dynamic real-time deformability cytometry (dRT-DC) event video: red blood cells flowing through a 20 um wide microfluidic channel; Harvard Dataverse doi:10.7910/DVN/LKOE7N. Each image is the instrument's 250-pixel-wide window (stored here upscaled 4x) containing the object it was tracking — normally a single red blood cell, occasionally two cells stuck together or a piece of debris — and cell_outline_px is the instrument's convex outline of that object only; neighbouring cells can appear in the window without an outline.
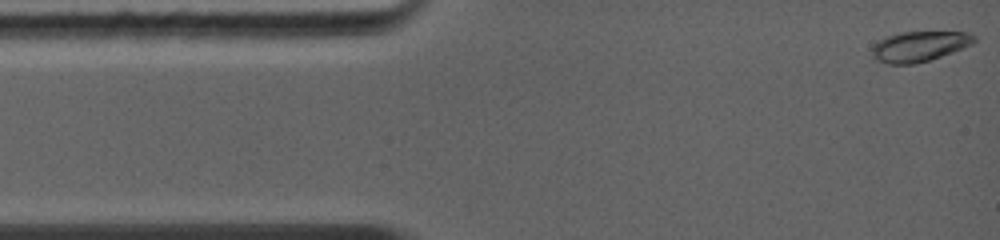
{"species": "common noctule bat (a hibernating species)", "species_latin": "Nyctalus noctula", "temperature_condition": "warm", "stored_images_in_passage": 36, "camera_frame_rate_fps": 5000, "um_per_image_px": 0.085, "animal": {"sex": "female", "body_mass_g": 19.0, "forearm_length_mm": 56.7}, "frame": {"image": 1, "passage_image": 1, "time_ms": 0.0, "image_size_px": [1000, 240], "cell_outline_px": [[976, 40], [972, 44], [952, 52], [916, 64], [888, 64], [876, 60], [872, 56], [872, 48], [876, 40], [884, 36], [900, 32], [968, 32], [976, 36]], "centroid_in_image_um": [78.09, 3.93], "position_along_channel_um": 6.9, "area_um2": 18.15}}
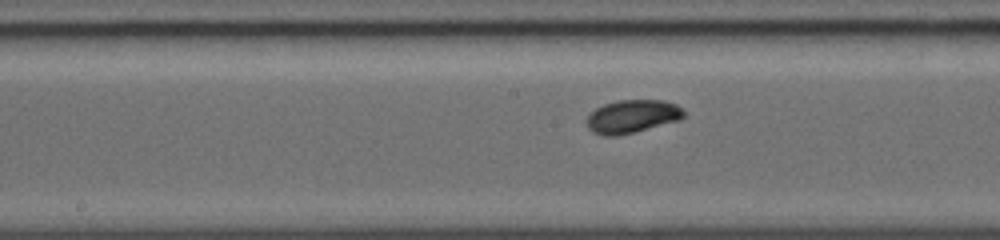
{"frame": {"image": 2, "passage_image": 14, "time_ms": 6.0, "image_size_px": [1000, 240], "cell_outline_px": [[684, 116], [680, 120], [636, 132], [616, 136], [604, 136], [592, 132], [588, 128], [584, 120], [596, 108], [604, 104], [616, 100], [664, 100], [676, 104], [684, 112]], "centroid_in_image_um": [53.71, 9.9], "position_along_channel_um": 194.5, "area_um2": 18.96}}
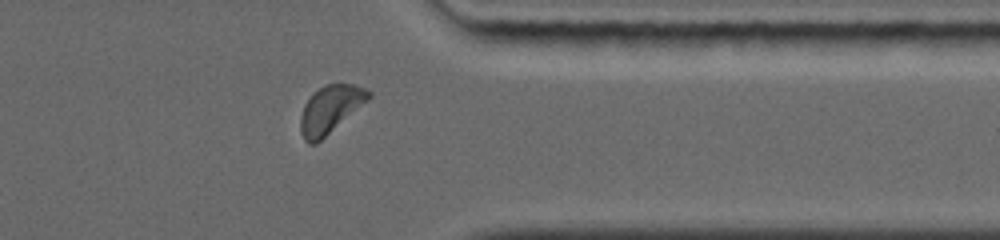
{"frame": {"image": 3, "passage_image": 28, "time_ms": 10.4, "image_size_px": [1000, 240], "cell_outline_px": [[372, 96], [368, 100], [316, 144], [308, 144], [304, 140], [300, 132], [300, 116], [304, 104], [324, 84], [352, 84], [368, 88], [372, 92]], "centroid_in_image_um": [28.08, 9.3], "position_along_channel_um": 383.3, "area_um2": 18.73}, "authors_computed_cell_mechanics": {"area_um2": 18.207, "velocity_mm_per_s": 4.3895, "shape_relaxation_time_tau1_ms": 2.2216, "shape_relaxation_time_tau2_ms": null, "deformation_change_tau1": 0.1371, "deformation_change_tau2": null}}